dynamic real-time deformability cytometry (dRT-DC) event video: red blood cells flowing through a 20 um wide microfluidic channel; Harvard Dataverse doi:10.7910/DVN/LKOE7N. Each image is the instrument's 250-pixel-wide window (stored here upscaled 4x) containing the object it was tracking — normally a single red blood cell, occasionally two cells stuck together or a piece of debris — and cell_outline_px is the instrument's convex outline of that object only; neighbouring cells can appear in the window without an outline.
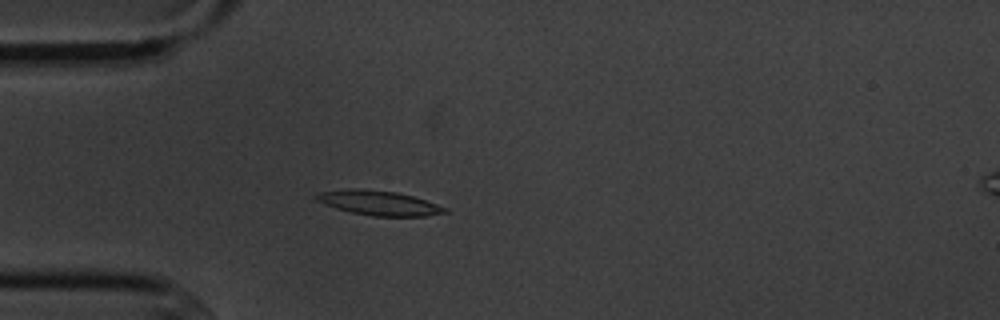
{"species": "common noctule bat (a hibernating species)", "species_latin": "Nyctalus noctula", "temperature_condition": "cold", "stored_images_in_passage": 3, "camera_frame_rate_fps": 3000, "um_per_image_px": 0.085, "animal": {"sex": "male", "body_mass_g": 20.1, "forearm_length_mm": 53.5}, "frame": {"image": 1, "passage_image": 3, "time_ms": 2.333, "image_size_px": [1000, 320], "cell_outline_px": [[448, 212], [424, 216], [372, 216], [352, 212], [336, 208], [324, 204], [316, 200], [312, 196], [320, 192], [348, 188], [356, 188], [396, 192], [412, 196], [448, 208]], "centroid_in_image_um": [32.16, 17.24], "position_along_channel_um": 52.8, "area_um2": 18.32}}